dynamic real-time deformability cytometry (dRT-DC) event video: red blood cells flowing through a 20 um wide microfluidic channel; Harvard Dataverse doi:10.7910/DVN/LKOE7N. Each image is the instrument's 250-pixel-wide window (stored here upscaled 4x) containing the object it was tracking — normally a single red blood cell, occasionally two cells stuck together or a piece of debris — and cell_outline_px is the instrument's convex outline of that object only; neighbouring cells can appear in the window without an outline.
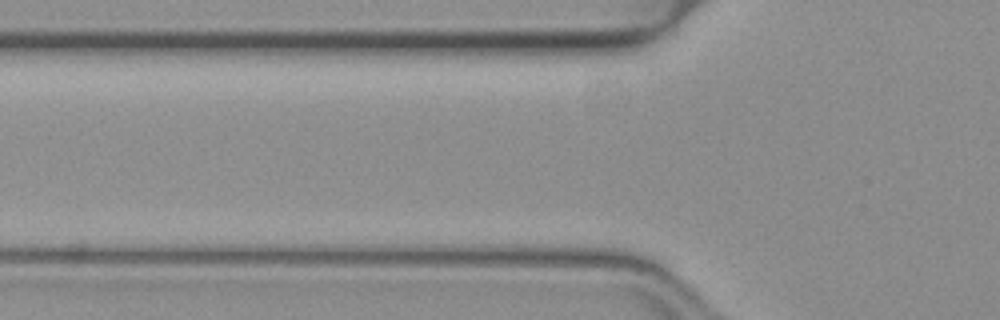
{"species": "common noctule bat (a hibernating species)", "species_latin": "Nyctalus noctula", "temperature_condition": "warm", "stored_images_in_passage": 3, "camera_frame_rate_fps": 3000, "um_per_image_px": 0.085, "animal": {"sex": "female", "body_mass_g": 19.3, "forearm_length_mm": 54.1}, "frame": {"image": 1, "passage_image": 3, "time_ms": 0.667, "image_size_px": [1000, 320], "cell_outline_px": [[612, 268], [580, 268], [476, 264], [464, 260], [464, 256], [520, 248], [608, 248]], "centroid_in_image_um": [46.44, 21.91], "position_along_channel_um": 79.4, "area_um2": 17.46}}